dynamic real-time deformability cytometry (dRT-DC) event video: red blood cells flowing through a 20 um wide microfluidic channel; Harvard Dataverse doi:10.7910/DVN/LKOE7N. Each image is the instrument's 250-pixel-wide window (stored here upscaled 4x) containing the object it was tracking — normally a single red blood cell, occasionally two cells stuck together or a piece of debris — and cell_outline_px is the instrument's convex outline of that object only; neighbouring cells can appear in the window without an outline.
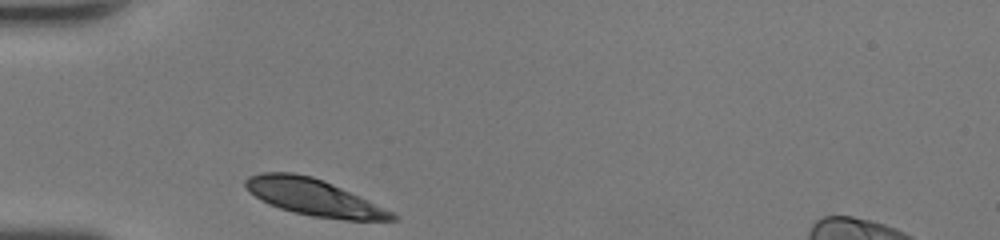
{"species": "human", "species_latin": "Homo sapiens", "temperature_condition": "room temperature", "stored_images_in_passage": 25, "camera_frame_rate_fps": 3000, "um_per_image_px": 0.085, "donor": {"sex": "female"}, "frame": {"image": 1, "passage_image": 1, "time_ms": 0.0, "image_size_px": [1000, 240], "cell_outline_px": [[396, 220], [344, 220], [312, 216], [292, 212], [280, 208], [248, 192], [244, 188], [244, 180], [248, 176], [260, 172], [292, 172], [312, 176], [324, 180], [360, 196], [392, 212], [396, 216]], "centroid_in_image_um": [26.63, 16.75], "position_along_channel_um": 58.4, "area_um2": 31.1}}
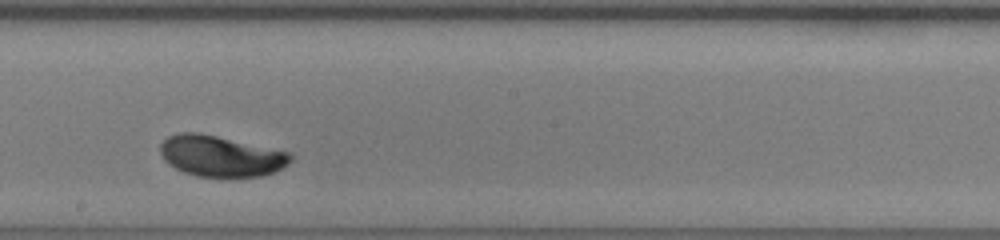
{"frame": {"image": 2, "passage_image": 14, "time_ms": 4.333, "image_size_px": [1000, 240], "cell_outline_px": [[292, 160], [288, 164], [276, 172], [260, 176], [196, 176], [184, 172], [168, 164], [164, 160], [160, 152], [160, 144], [168, 136], [180, 132], [200, 132], [292, 152]], "centroid_in_image_um": [18.78, 13.25], "position_along_channel_um": 229.4, "area_um2": 31.27}}
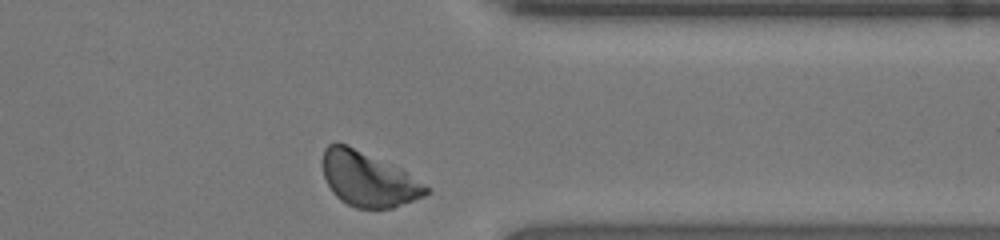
{"frame": {"image": 3, "passage_image": 25, "time_ms": 8.0, "image_size_px": [1000, 240], "cell_outline_px": [[432, 192], [424, 196], [392, 208], [356, 208], [340, 200], [332, 192], [324, 176], [324, 148], [328, 144], [336, 140], [348, 144], [400, 168], [432, 188]], "centroid_in_image_um": [31.32, 15.21], "position_along_channel_um": 380.1, "area_um2": 33.06}, "authors_computed_cell_mechanics": {"area_um2": 31.3854, "velocity_mm_per_s": 4.2002, "shape_relaxation_time_tau1_ms": 2.3721, "shape_relaxation_time_tau2_ms": null, "deformation_change_tau1": 0.1201, "deformation_change_tau2": null}}